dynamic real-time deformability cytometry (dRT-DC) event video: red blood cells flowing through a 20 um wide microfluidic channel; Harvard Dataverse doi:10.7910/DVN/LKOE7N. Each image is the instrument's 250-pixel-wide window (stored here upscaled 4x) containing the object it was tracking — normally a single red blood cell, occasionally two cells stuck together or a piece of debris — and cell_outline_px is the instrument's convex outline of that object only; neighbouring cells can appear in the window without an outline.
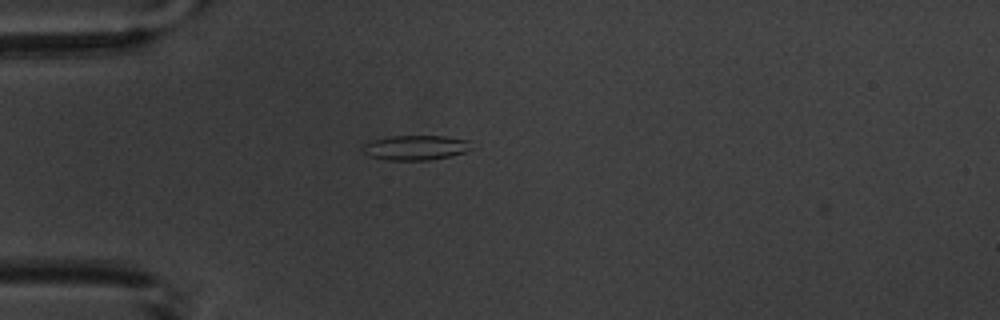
{"species": "common noctule bat (a hibernating species)", "species_latin": "Nyctalus noctula", "temperature_condition": "warm", "stored_images_in_passage": 1, "camera_frame_rate_fps": 3000, "um_per_image_px": 0.085, "animal": {"sex": "male", "body_mass_g": 20.1, "forearm_length_mm": 53.5}, "frame": {"image": 1, "passage_image": 1, "time_ms": 0.0, "image_size_px": [1000, 320], "cell_outline_px": [[476, 148], [464, 152], [448, 156], [428, 160], [388, 160], [368, 156], [360, 148], [364, 144], [372, 140], [392, 136], [444, 136], [468, 140]], "centroid_in_image_um": [35.34, 12.55], "position_along_channel_um": 49.7, "area_um2": 15.78}}